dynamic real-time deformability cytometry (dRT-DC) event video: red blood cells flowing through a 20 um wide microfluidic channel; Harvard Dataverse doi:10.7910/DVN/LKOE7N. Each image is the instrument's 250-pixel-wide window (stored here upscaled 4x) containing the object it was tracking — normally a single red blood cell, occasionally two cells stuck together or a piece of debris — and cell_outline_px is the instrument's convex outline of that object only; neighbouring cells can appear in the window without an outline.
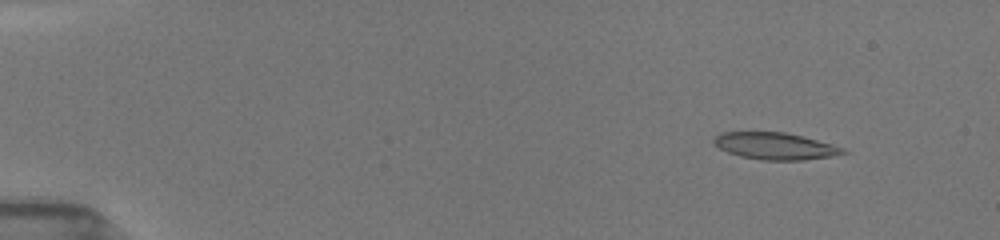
{"species": "common noctule bat (a hibernating species)", "species_latin": "Nyctalus noctula", "temperature_condition": "room temperature", "stored_images_in_passage": 45, "camera_frame_rate_fps": 3000, "um_per_image_px": 0.085, "animal": {"sex": "female", "body_mass_g": 19.5, "forearm_length_mm": 54.1}, "frame": {"image": 1, "passage_image": 11, "time_ms": 1.667, "image_size_px": [1000, 240], "cell_outline_px": [[848, 152], [832, 156], [804, 160], [760, 160], [740, 156], [728, 152], [712, 144], [712, 140], [720, 132], [784, 132], [816, 140], [844, 148]], "centroid_in_image_um": [65.84, 12.42], "position_along_channel_um": 19.2, "area_um2": 20.11}}
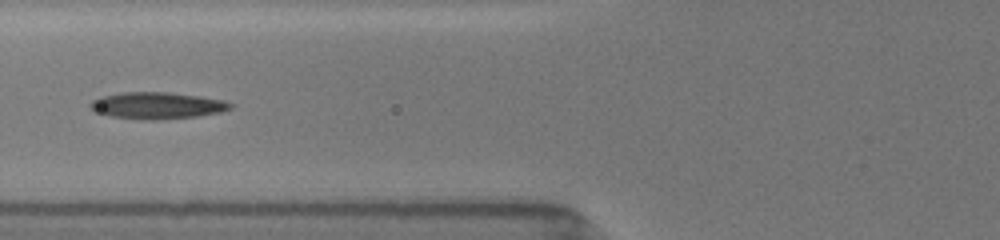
{"frame": {"image": 2, "passage_image": 35, "time_ms": 7.0, "image_size_px": [1000, 240], "cell_outline_px": [[236, 104], [232, 108], [220, 112], [196, 116], [160, 120], [144, 120], [112, 116], [92, 112], [88, 108], [88, 104], [92, 100], [100, 96], [120, 92], [172, 92], [200, 96], [224, 100]], "centroid_in_image_um": [13.32, 8.96], "position_along_channel_um": 112.5, "area_um2": 22.25}}
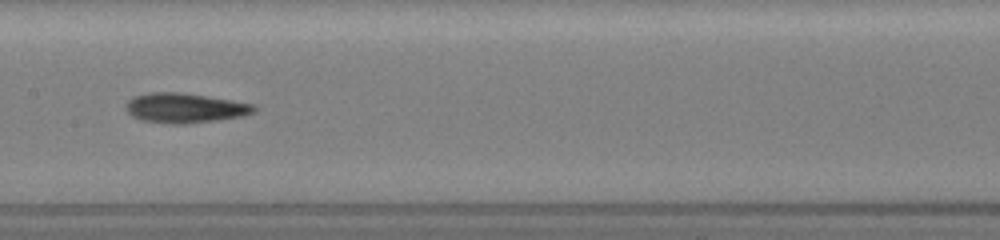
{"frame": {"image": 3, "passage_image": 44, "time_ms": 9.0, "image_size_px": [1000, 240], "cell_outline_px": [[256, 112], [244, 116], [216, 120], [184, 124], [172, 124], [140, 120], [132, 116], [124, 108], [124, 104], [132, 96], [148, 92], [180, 92], [232, 100], [256, 104]], "centroid_in_image_um": [15.7, 9.17], "position_along_channel_um": 191.7, "area_um2": 22.54}}